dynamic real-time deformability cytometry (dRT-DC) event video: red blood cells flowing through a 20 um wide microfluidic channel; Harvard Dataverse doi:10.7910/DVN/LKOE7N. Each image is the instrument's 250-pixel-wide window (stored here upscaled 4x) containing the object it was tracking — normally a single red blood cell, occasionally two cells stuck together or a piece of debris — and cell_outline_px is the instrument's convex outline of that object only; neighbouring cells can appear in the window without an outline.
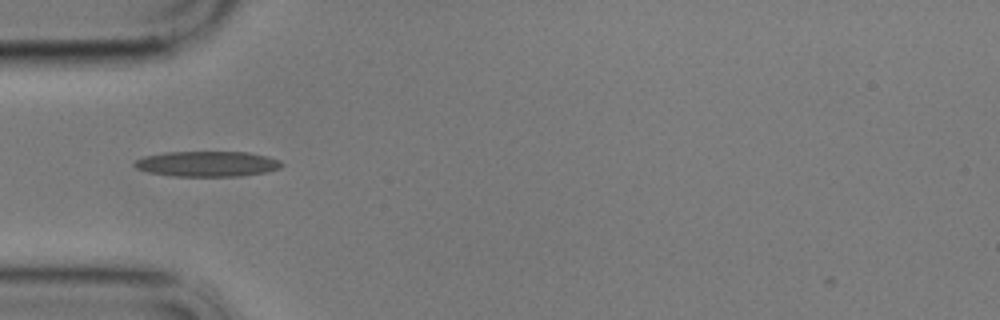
{"species": "common noctule bat (a hibernating species)", "species_latin": "Nyctalus noctula", "temperature_condition": "cold", "stored_images_in_passage": 40, "camera_frame_rate_fps": 3000, "um_per_image_px": 0.085, "animal": {"sex": "male", "body_mass_g": 17.9}, "frame": {"image": 1, "passage_image": 1, "time_ms": 0.0, "image_size_px": [1000, 320], "cell_outline_px": [[284, 164], [280, 168], [264, 172], [240, 176], [172, 176], [148, 172], [136, 168], [132, 164], [136, 160], [144, 156], [168, 152], [248, 152], [268, 156], [280, 160]], "centroid_in_image_um": [17.62, 13.93], "position_along_channel_um": 67.4, "area_um2": 21.79}}
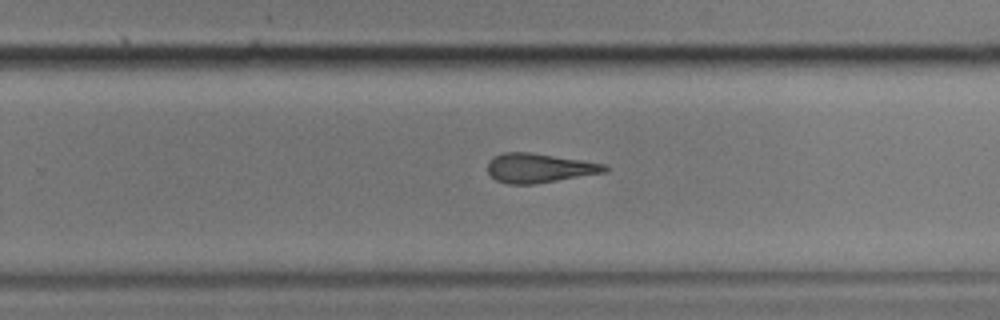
{"frame": {"image": 2, "passage_image": 20, "time_ms": 6.333, "image_size_px": [1000, 320], "cell_outline_px": [[608, 172], [536, 184], [508, 184], [496, 180], [488, 172], [488, 160], [504, 152], [532, 152], [584, 160], [604, 164], [608, 168]], "centroid_in_image_um": [45.86, 14.28], "position_along_channel_um": 283.9, "area_um2": 20.17}}
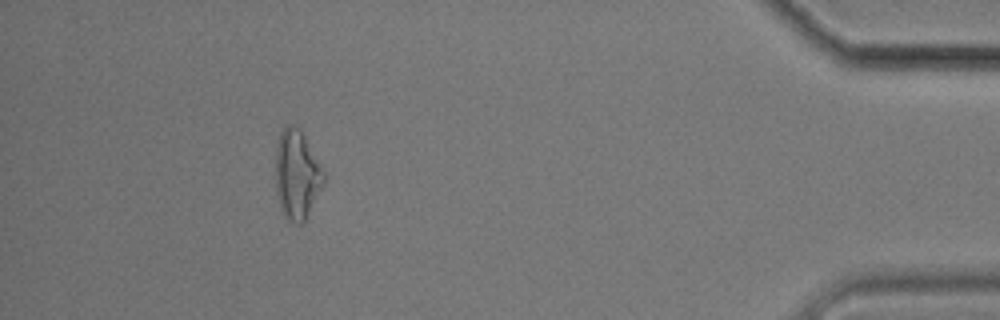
{"frame": {"image": 3, "passage_image": 36, "time_ms": 11.667, "image_size_px": [1000, 320], "cell_outline_px": [[324, 184], [304, 220], [300, 224], [296, 224], [284, 220], [280, 208], [276, 192], [276, 148], [280, 132], [288, 124], [292, 124], [300, 128], [324, 172]], "centroid_in_image_um": [25.21, 14.87], "position_along_channel_um": 410.0, "area_um2": 24.97}}